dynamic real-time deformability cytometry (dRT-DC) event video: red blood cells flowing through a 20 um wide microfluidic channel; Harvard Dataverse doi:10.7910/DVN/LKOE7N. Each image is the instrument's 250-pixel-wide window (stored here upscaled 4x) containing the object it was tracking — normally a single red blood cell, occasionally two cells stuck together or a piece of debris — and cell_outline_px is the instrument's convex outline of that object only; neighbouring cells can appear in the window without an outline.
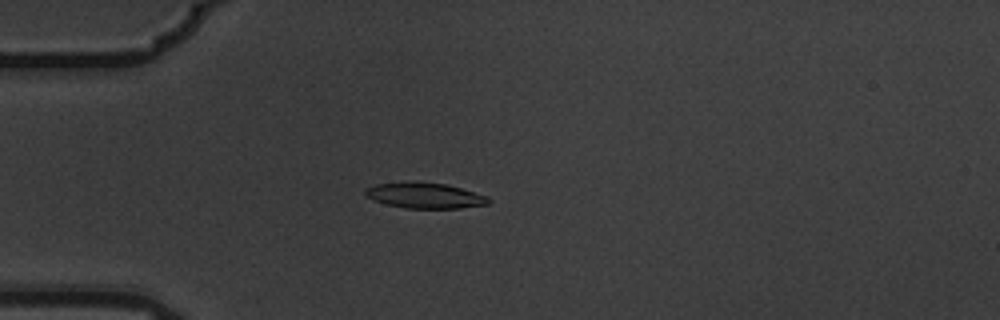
{"species": "common noctule bat (a hibernating species)", "species_latin": "Nyctalus noctula", "temperature_condition": "warm", "stored_images_in_passage": 6, "camera_frame_rate_fps": 3000, "um_per_image_px": 0.085, "animal": {"sex": "male", "body_mass_g": 19.5, "forearm_length_mm": 54.6}, "frame": {"image": 1, "passage_image": 5, "time_ms": 1.333, "image_size_px": [1000, 320], "cell_outline_px": [[492, 200], [488, 204], [460, 208], [404, 208], [372, 200], [364, 196], [364, 192], [368, 188], [376, 184], [448, 184], [488, 196]], "centroid_in_image_um": [36.17, 16.66], "position_along_channel_um": 48.8, "area_um2": 17.69}}